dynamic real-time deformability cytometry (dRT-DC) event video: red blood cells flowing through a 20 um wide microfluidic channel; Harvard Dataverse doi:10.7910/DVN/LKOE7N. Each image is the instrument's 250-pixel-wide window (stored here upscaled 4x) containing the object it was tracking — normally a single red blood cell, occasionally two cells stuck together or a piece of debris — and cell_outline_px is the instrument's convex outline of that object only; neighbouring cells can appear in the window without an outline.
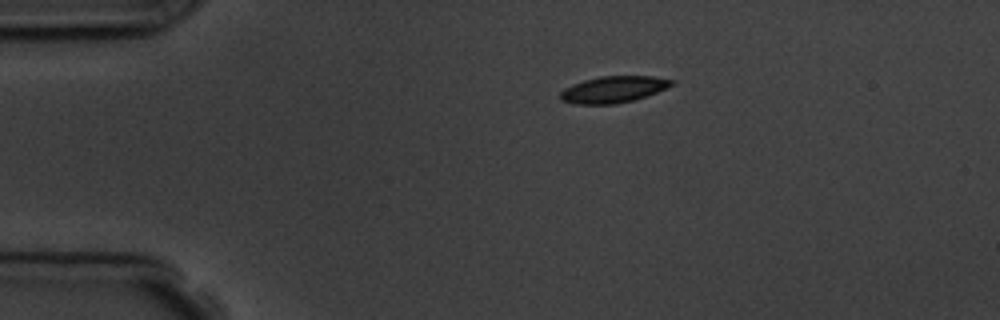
{"species": "common noctule bat (a hibernating species)", "species_latin": "Nyctalus noctula", "temperature_condition": "room temperature", "stored_images_in_passage": 8, "camera_frame_rate_fps": 3000, "um_per_image_px": 0.085, "animal": {"sex": "male", "body_mass_g": 19.5, "forearm_length_mm": 54.6}, "frame": {"image": 1, "passage_image": 1, "time_ms": 0.0, "image_size_px": [1000, 320], "cell_outline_px": [[676, 84], [656, 92], [632, 100], [616, 104], [576, 104], [560, 100], [560, 92], [564, 88], [572, 84], [584, 80], [600, 76], [652, 76], [676, 80]], "centroid_in_image_um": [52.14, 7.59], "position_along_channel_um": 32.9, "area_um2": 17.22}}
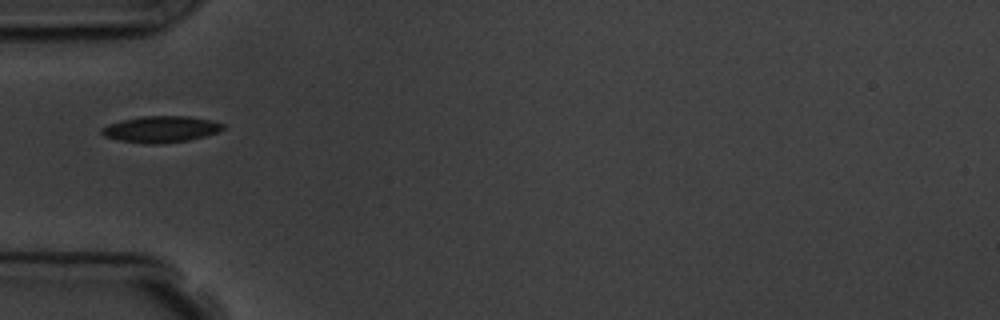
{"frame": {"image": 2, "passage_image": 3, "time_ms": 2.333, "image_size_px": [1000, 320], "cell_outline_px": [[224, 128], [216, 132], [204, 136], [188, 140], [160, 144], [144, 144], [116, 140], [104, 136], [100, 132], [100, 128], [108, 124], [120, 120], [140, 116], [188, 116], [212, 120], [224, 124]], "centroid_in_image_um": [13.61, 10.98], "position_along_channel_um": 71.4, "area_um2": 18.84}}
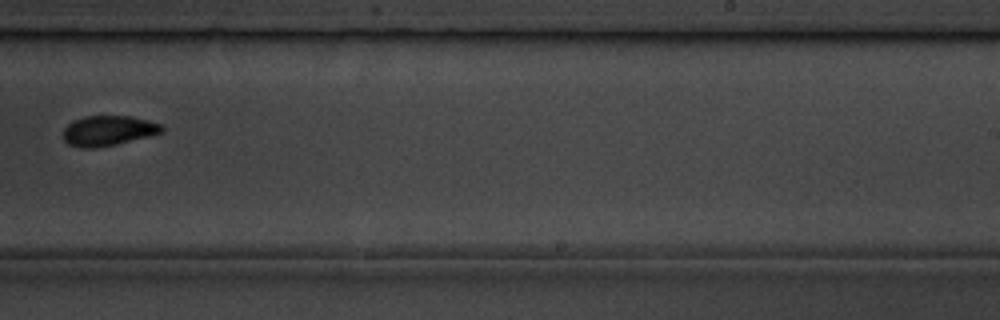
{"frame": {"image": 3, "passage_image": 8, "time_ms": 8.0, "image_size_px": [1000, 320], "cell_outline_px": [[164, 132], [116, 144], [92, 148], [80, 148], [68, 144], [64, 140], [64, 128], [72, 120], [84, 116], [132, 116], [164, 124]], "centroid_in_image_um": [9.21, 11.09], "position_along_channel_um": 279.8, "area_um2": 17.4}}